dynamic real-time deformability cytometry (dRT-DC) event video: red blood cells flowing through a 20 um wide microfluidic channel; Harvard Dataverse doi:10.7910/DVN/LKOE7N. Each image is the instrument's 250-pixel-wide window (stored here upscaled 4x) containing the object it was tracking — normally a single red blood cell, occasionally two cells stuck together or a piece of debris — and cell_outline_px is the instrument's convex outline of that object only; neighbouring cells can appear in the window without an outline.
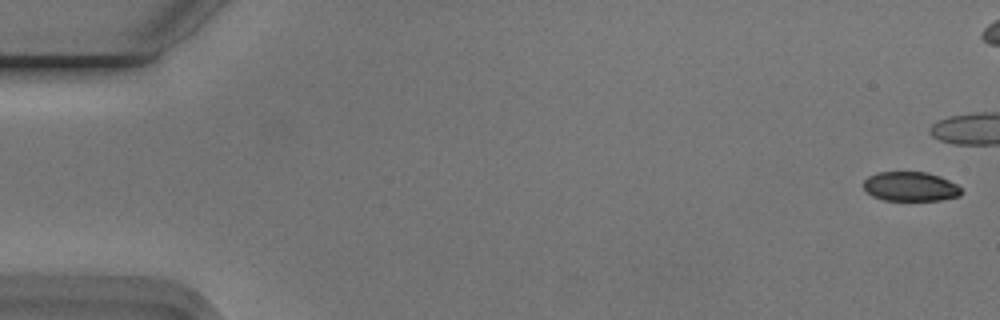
{"species": "Egyptian fruit bat (a non-hibernating species)", "species_latin": "Rousettus aegyptiacus", "temperature_condition": "cold", "stored_images_in_passage": 9, "camera_frame_rate_fps": 3000, "um_per_image_px": 0.085, "animal": {"sex": "male"}, "frame": {"image": 1, "passage_image": 1, "time_ms": 0.0, "image_size_px": [1000, 320], "cell_outline_px": [[960, 196], [940, 200], [884, 200], [872, 196], [864, 188], [864, 180], [868, 176], [876, 172], [928, 172], [940, 176], [956, 184], [960, 188]], "centroid_in_image_um": [77.37, 15.85], "position_along_channel_um": 7.6, "area_um2": 16.7}}